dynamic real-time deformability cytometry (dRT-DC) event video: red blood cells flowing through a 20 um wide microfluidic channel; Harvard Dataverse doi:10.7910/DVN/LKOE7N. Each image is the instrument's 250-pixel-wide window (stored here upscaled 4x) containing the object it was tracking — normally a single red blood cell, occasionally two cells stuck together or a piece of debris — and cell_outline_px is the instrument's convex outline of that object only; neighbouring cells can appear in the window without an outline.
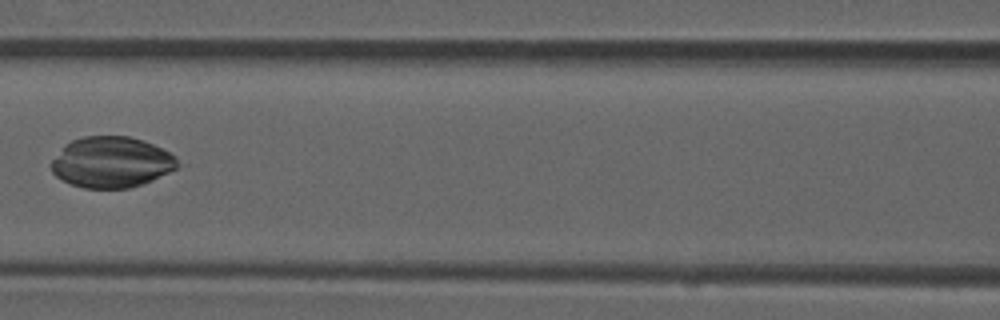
{"species": "common noctule bat (a hibernating species)", "species_latin": "Nyctalus noctula", "temperature_condition": "room temperature", "stored_images_in_passage": 8, "camera_frame_rate_fps": 3000, "um_per_image_px": 0.085, "animal": {"sex": "male", "forearm_length_mm": 52.5}, "frame": {"image": 1, "passage_image": 7, "time_ms": 2.0, "image_size_px": [1000, 320], "cell_outline_px": [[188, 164], [152, 180], [128, 188], [84, 188], [72, 184], [56, 176], [52, 172], [52, 160], [64, 144], [72, 140], [84, 136], [128, 136], [144, 140], [176, 156]], "centroid_in_image_um": [9.54, 13.78], "position_along_channel_um": 157.1, "area_um2": 37.74}}
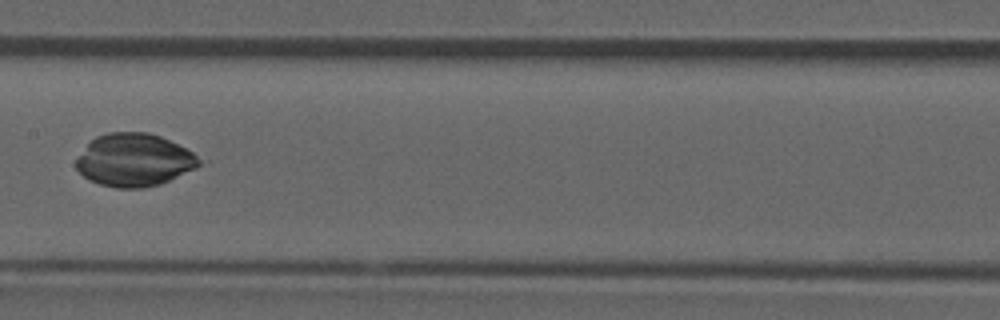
{"frame": {"image": 2, "passage_image": 8, "time_ms": 2.333, "image_size_px": [1000, 320], "cell_outline_px": [[208, 160], [196, 168], [160, 184], [144, 188], [116, 188], [100, 184], [88, 180], [76, 168], [76, 160], [88, 144], [96, 136], [108, 132], [148, 132], [160, 136]], "centroid_in_image_um": [11.45, 13.61], "position_along_channel_um": 196.0, "area_um2": 37.92}}